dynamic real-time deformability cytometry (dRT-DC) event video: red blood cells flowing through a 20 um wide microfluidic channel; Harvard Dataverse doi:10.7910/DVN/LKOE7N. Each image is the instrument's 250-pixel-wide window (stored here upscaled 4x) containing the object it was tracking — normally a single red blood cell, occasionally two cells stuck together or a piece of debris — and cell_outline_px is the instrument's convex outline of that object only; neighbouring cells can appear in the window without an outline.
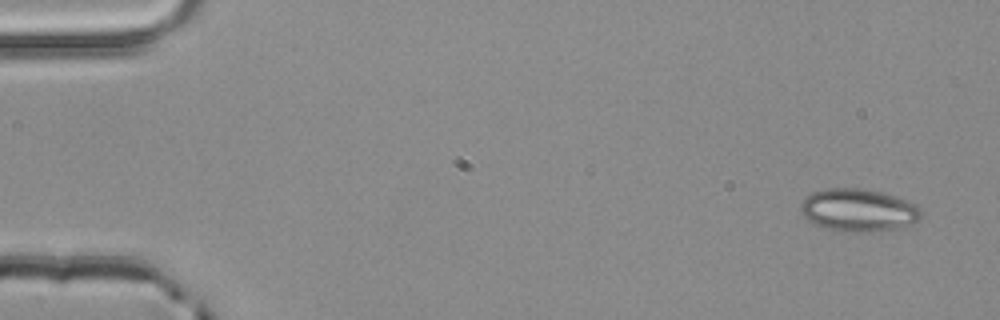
{"species": "common noctule bat (a hibernating species)", "species_latin": "Nyctalus noctula", "temperature_condition": "room temperature", "stored_images_in_passage": 4, "camera_frame_rate_fps": 3000, "um_per_image_px": 0.085, "animal": {"sex": "male", "body_mass_g": 20.4}, "frame": {"image": 1, "passage_image": 1, "time_ms": 0.0, "image_size_px": [1000, 320], "cell_outline_px": [[920, 216], [916, 220], [900, 228], [876, 232], [856, 232], [828, 228], [816, 224], [808, 220], [800, 212], [800, 204], [804, 196], [812, 192], [828, 188], [856, 188], [880, 192], [896, 196], [908, 200], [916, 204], [920, 208]], "centroid_in_image_um": [72.94, 17.85], "position_along_channel_um": 12.1, "area_um2": 29.88}}
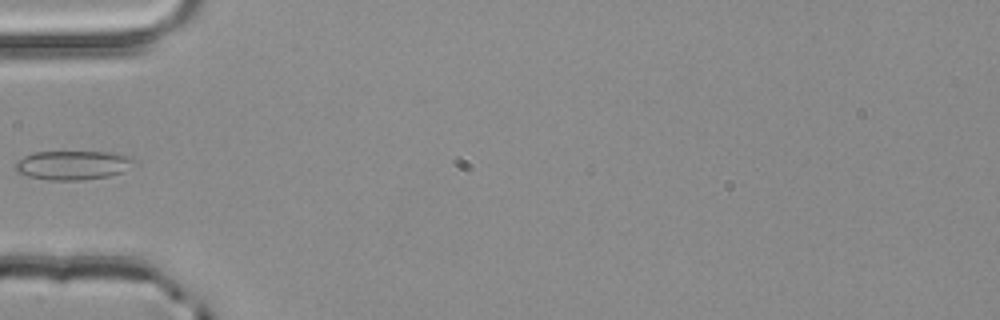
{"frame": {"image": 2, "passage_image": 4, "time_ms": 1.0, "image_size_px": [1000, 320], "cell_outline_px": [[136, 164], [120, 172], [108, 176], [84, 180], [48, 180], [28, 176], [16, 172], [12, 168], [16, 160], [24, 156], [36, 152], [112, 152], [128, 156], [136, 160]], "centroid_in_image_um": [6.15, 14.04], "position_along_channel_um": 78.9, "area_um2": 20.29}}